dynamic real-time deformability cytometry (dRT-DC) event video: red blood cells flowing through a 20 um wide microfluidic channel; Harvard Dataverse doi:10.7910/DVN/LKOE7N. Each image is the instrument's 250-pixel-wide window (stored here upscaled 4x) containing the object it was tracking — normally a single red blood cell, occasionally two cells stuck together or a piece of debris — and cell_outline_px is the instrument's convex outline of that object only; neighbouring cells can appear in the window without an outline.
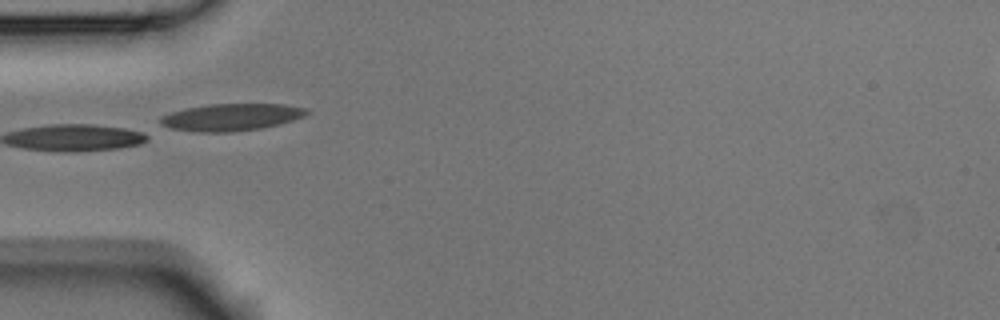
{"species": "Egyptian fruit bat (a non-hibernating species)", "species_latin": "Rousettus aegyptiacus", "temperature_condition": "room temperature", "stored_images_in_passage": 6, "camera_frame_rate_fps": 3000, "um_per_image_px": 0.085, "animal": {"sex": "male"}, "frame": {"image": 1, "passage_image": 6, "time_ms": 1.667, "image_size_px": [1000, 320], "cell_outline_px": [[312, 112], [304, 116], [280, 124], [260, 128], [232, 132], [196, 132], [172, 128], [160, 124], [160, 116], [172, 112], [188, 108], [208, 104], [284, 104], [308, 108]], "centroid_in_image_um": [19.7, 9.95], "position_along_channel_um": 65.3, "area_um2": 23.12}}